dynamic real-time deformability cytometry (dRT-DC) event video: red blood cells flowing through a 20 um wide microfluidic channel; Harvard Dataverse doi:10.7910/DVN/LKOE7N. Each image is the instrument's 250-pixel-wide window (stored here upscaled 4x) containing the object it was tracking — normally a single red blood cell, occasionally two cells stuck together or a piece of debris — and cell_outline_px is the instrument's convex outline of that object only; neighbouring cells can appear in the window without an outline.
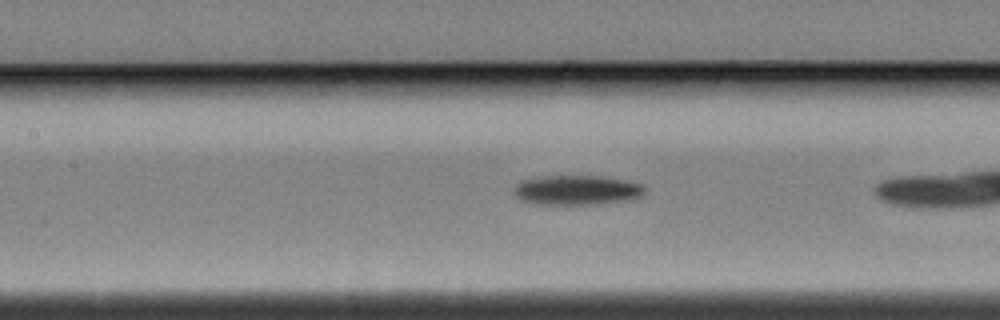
{"species": "Egyptian fruit bat (a non-hibernating species)", "species_latin": "Rousettus aegyptiacus", "temperature_condition": "cold", "stored_images_in_passage": 41, "camera_frame_rate_fps": 3000, "um_per_image_px": 0.085, "animal": {"sex": "female"}, "frame": {"image": 1, "passage_image": 22, "time_ms": 7.0, "image_size_px": [1000, 320], "cell_outline_px": [[644, 192], [640, 196], [632, 200], [600, 204], [536, 204], [524, 200], [516, 196], [516, 184], [524, 180], [544, 176], [600, 176], [628, 180], [644, 184]], "centroid_in_image_um": [49.12, 16.16], "position_along_channel_um": 158.3, "area_um2": 22.54}}
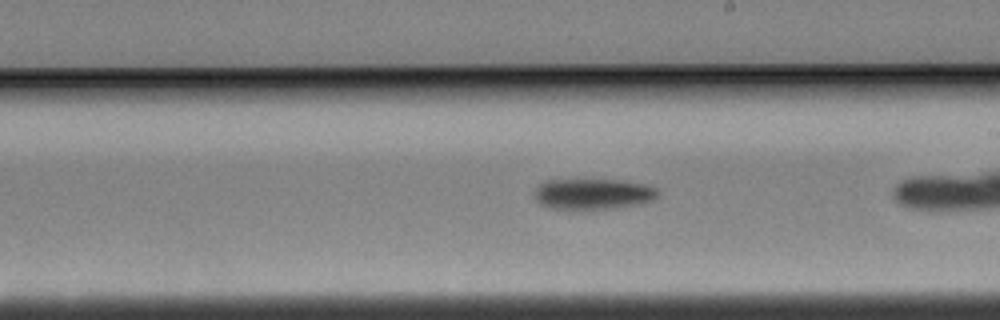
{"frame": {"image": 2, "passage_image": 29, "time_ms": 9.333, "image_size_px": [1000, 320], "cell_outline_px": [[660, 192], [652, 200], [640, 204], [584, 212], [576, 212], [548, 208], [540, 204], [536, 200], [536, 188], [540, 184], [548, 180], [620, 180], [640, 184], [656, 188]], "centroid_in_image_um": [50.35, 16.54], "position_along_channel_um": 238.6, "area_um2": 22.66}}
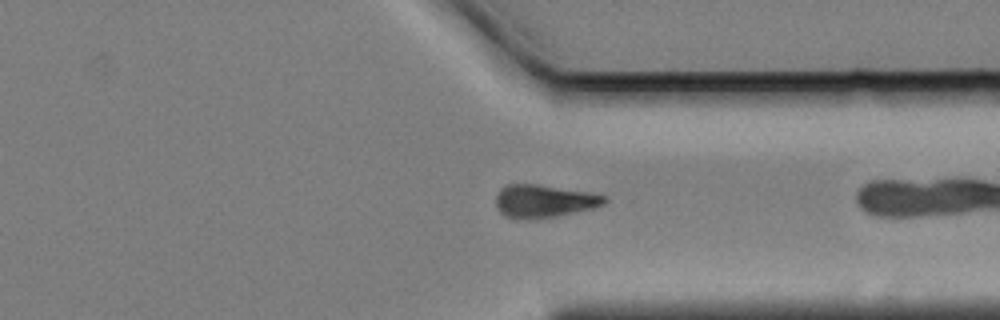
{"frame": {"image": 3, "passage_image": 40, "time_ms": 13.0, "image_size_px": [1000, 320], "cell_outline_px": [[608, 200], [604, 204], [592, 208], [576, 212], [556, 216], [528, 220], [516, 220], [504, 216], [500, 212], [496, 204], [496, 196], [500, 188], [508, 184], [536, 184], [588, 192], [608, 196]], "centroid_in_image_um": [46.21, 17.11], "position_along_channel_um": 365.2, "area_um2": 20.98}}